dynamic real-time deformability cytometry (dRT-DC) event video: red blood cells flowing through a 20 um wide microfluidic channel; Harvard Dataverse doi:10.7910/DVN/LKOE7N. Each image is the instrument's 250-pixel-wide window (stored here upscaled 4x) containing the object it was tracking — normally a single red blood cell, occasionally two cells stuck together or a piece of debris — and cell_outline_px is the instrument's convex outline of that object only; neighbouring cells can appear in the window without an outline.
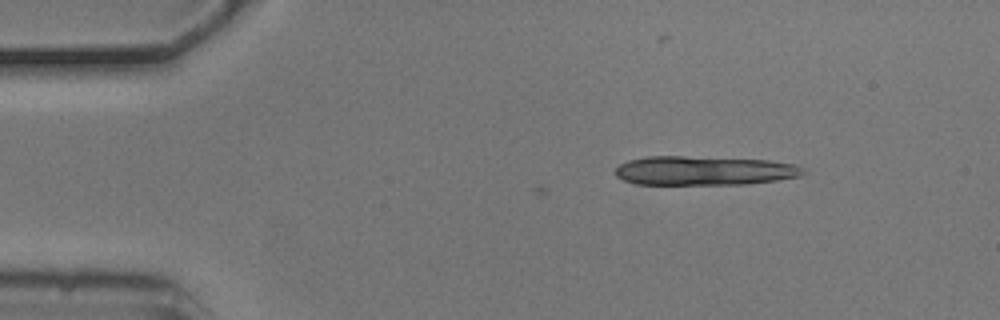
{"species": "common noctule bat (a hibernating species)", "species_latin": "Nyctalus noctula", "temperature_condition": "cold", "stored_images_in_passage": 9, "segment_of_instrument_passage": [1, 2], "camera_frame_rate_fps": 3000, "um_per_image_px": 0.085, "animal": {"sex": "male", "body_mass_g": 20.5, "forearm_length_mm": 52.5}, "frame": {"image": 1, "passage_image": 3, "time_ms": 0.667, "image_size_px": [1000, 320], "cell_outline_px": [[804, 172], [800, 176], [776, 180], [744, 184], [636, 184], [624, 180], [616, 176], [616, 168], [620, 164], [628, 160], [648, 156], [684, 156], [768, 160], [796, 164], [804, 168]], "centroid_in_image_um": [59.85, 14.5], "position_along_channel_um": 25.2, "area_um2": 31.79}}